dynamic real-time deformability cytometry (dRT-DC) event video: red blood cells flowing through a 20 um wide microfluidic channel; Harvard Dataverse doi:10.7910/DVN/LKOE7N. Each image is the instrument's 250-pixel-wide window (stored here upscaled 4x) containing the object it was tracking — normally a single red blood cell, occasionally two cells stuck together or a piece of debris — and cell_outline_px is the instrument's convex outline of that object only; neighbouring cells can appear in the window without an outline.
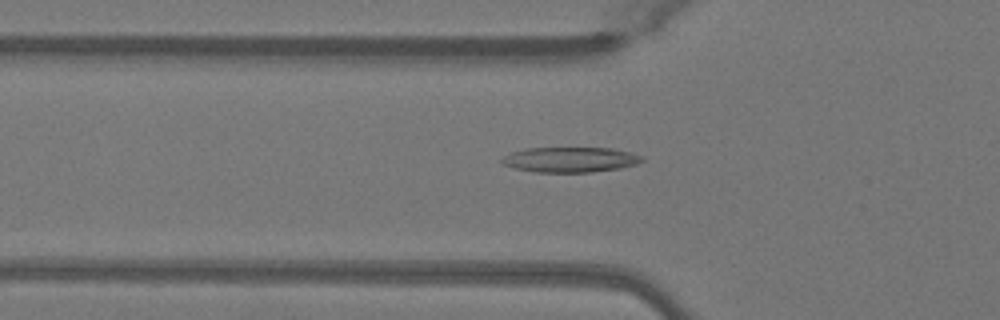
{"species": "Egyptian fruit bat (a non-hibernating species)", "species_latin": "Rousettus aegyptiacus", "temperature_condition": "warm", "stored_images_in_passage": 50, "camera_frame_rate_fps": 3000, "um_per_image_px": 0.085, "animal": {"sex": "female"}, "frame": {"image": 1, "passage_image": 17, "time_ms": 5.333, "image_size_px": [1000, 320], "cell_outline_px": [[644, 160], [636, 164], [620, 168], [592, 172], [536, 172], [516, 168], [504, 164], [500, 160], [504, 156], [512, 152], [524, 148], [612, 148], [632, 152], [644, 156]], "centroid_in_image_um": [48.52, 13.56], "position_along_channel_um": 77.3, "area_um2": 20.58}}
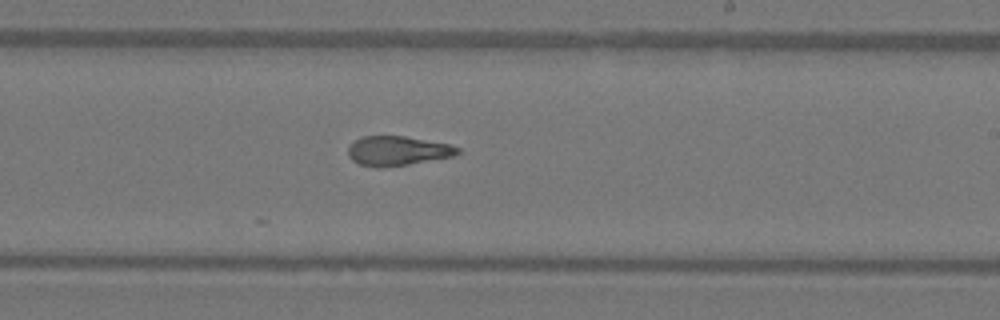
{"frame": {"image": 2, "passage_image": 30, "time_ms": 9.667, "image_size_px": [1000, 320], "cell_outline_px": [[460, 152], [452, 156], [408, 164], [384, 168], [376, 168], [360, 164], [352, 160], [348, 156], [348, 148], [356, 140], [364, 136], [404, 136], [448, 144], [460, 148]], "centroid_in_image_um": [33.76, 12.83], "position_along_channel_um": 255.2, "area_um2": 18.61}}
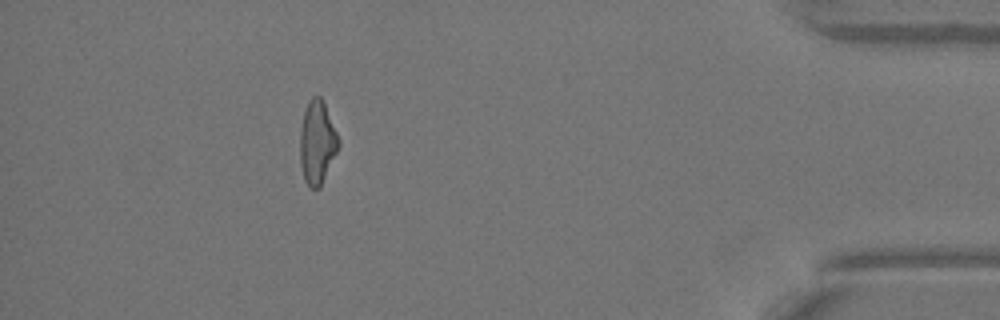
{"frame": {"image": 3, "passage_image": 45, "time_ms": 14.667, "image_size_px": [1000, 320], "cell_outline_px": [[340, 144], [320, 188], [312, 188], [304, 180], [300, 164], [300, 128], [304, 112], [308, 100], [312, 96], [320, 96], [324, 104], [340, 140]], "centroid_in_image_um": [26.95, 12.11], "position_along_channel_um": 408.3, "area_um2": 18.55}, "authors_computed_cell_mechanics": {"area_um2": 19.5075, "velocity_mm_per_s": 4.0819, "shape_relaxation_time_tau1_ms": 7.6409, "shape_relaxation_time_tau2_ms": 1.8664, "deformation_change_tau1": 0.2556, "deformation_change_tau2": 0.0909}}